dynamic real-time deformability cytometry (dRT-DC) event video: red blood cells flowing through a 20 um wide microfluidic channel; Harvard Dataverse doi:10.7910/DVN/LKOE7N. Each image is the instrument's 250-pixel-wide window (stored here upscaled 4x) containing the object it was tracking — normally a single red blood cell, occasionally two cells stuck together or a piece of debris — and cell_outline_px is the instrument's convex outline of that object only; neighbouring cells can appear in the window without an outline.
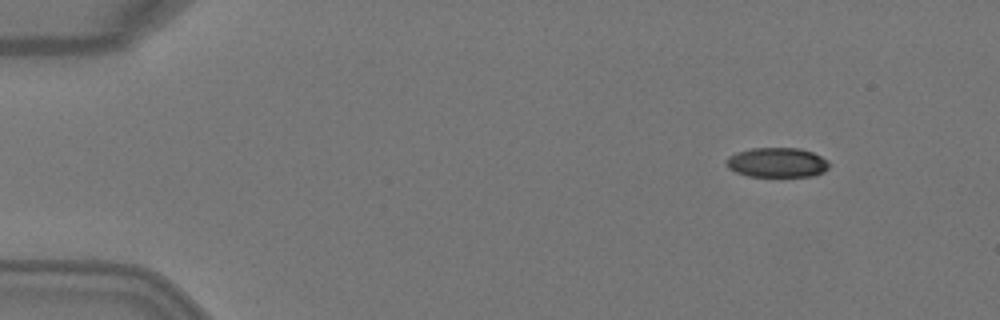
{"species": "Egyptian fruit bat (a non-hibernating species)", "species_latin": "Rousettus aegyptiacus", "temperature_condition": "warm", "stored_images_in_passage": 5, "camera_frame_rate_fps": 3000, "um_per_image_px": 0.085, "animal": {"sex": "female"}, "frame": {"image": 1, "passage_image": 1, "time_ms": 0.0, "image_size_px": [1000, 320], "cell_outline_px": [[828, 168], [824, 172], [812, 176], [748, 176], [736, 172], [728, 168], [724, 164], [724, 160], [728, 156], [736, 152], [752, 148], [800, 148], [812, 152], [828, 160]], "centroid_in_image_um": [66.01, 13.81], "position_along_channel_um": 19.0, "area_um2": 17.92}}
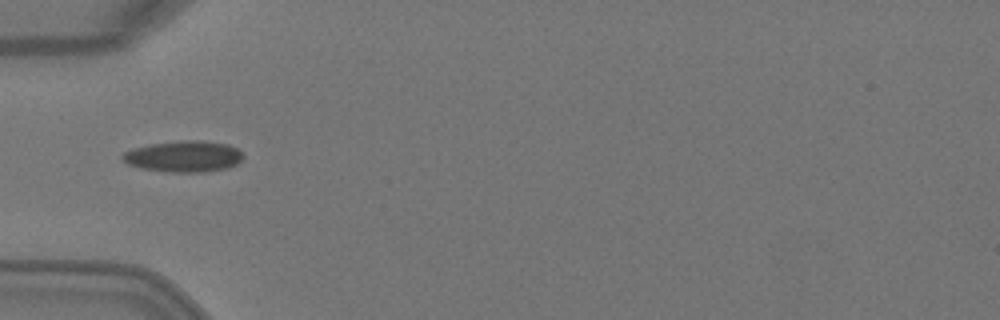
{"frame": {"image": 2, "passage_image": 4, "time_ms": 1.0, "image_size_px": [1000, 320], "cell_outline_px": [[244, 156], [236, 164], [228, 168], [204, 172], [172, 172], [140, 168], [128, 164], [120, 156], [124, 152], [132, 148], [152, 144], [180, 140], [196, 140], [228, 144], [236, 148]], "centroid_in_image_um": [15.6, 13.29], "position_along_channel_um": 69.4, "area_um2": 21.85}}